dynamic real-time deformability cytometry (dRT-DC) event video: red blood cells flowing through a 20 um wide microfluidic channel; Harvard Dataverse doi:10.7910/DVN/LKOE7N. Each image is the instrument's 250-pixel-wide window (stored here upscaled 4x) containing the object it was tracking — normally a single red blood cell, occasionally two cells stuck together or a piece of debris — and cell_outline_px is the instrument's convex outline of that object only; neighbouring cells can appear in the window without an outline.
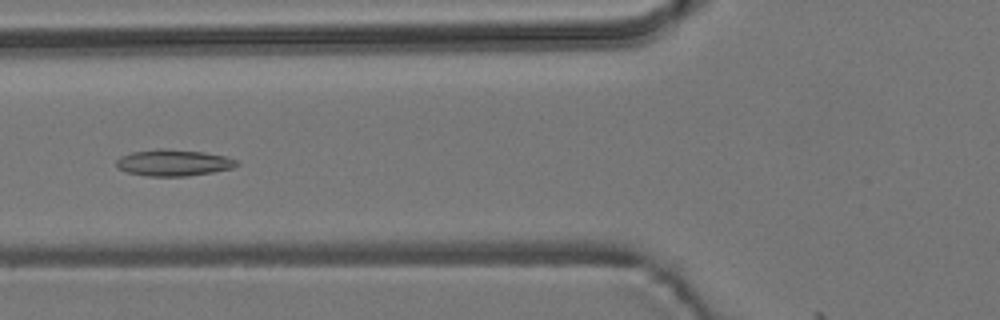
{"species": "common noctule bat (a hibernating species)", "species_latin": "Nyctalus noctula", "temperature_condition": "room temperature", "stored_images_in_passage": 9, "camera_frame_rate_fps": 3000, "um_per_image_px": 0.085, "animal": {"sex": "male", "body_mass_g": 19.2, "forearm_length_mm": 51.8}, "frame": {"image": 1, "passage_image": 6, "time_ms": 6.667, "image_size_px": [1000, 320], "cell_outline_px": [[240, 164], [232, 168], [212, 172], [188, 176], [148, 176], [128, 172], [120, 168], [116, 164], [116, 160], [120, 156], [132, 152], [156, 148], [168, 148], [204, 152], [224, 156], [236, 160]], "centroid_in_image_um": [14.74, 13.82], "position_along_channel_um": 111.1, "area_um2": 18.55}}
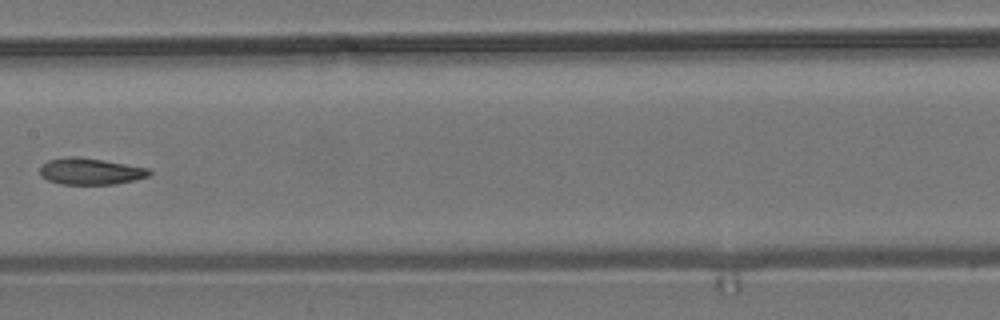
{"frame": {"image": 2, "passage_image": 8, "time_ms": 9.0, "image_size_px": [1000, 320], "cell_outline_px": [[152, 172], [148, 176], [136, 180], [116, 184], [60, 184], [48, 180], [40, 176], [40, 164], [48, 160], [68, 156], [80, 156], [104, 160], [148, 168]], "centroid_in_image_um": [7.66, 14.56], "position_along_channel_um": 199.7, "area_um2": 17.11}}
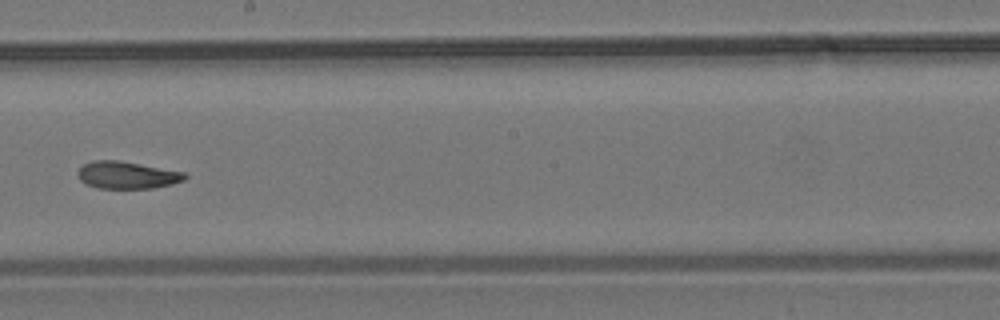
{"frame": {"image": 3, "passage_image": 9, "time_ms": 10.0, "image_size_px": [1000, 320], "cell_outline_px": [[188, 176], [184, 180], [172, 184], [152, 188], [96, 188], [80, 180], [76, 172], [84, 164], [92, 160], [116, 160], [184, 172]], "centroid_in_image_um": [10.78, 14.88], "position_along_channel_um": 237.4, "area_um2": 16.82}}